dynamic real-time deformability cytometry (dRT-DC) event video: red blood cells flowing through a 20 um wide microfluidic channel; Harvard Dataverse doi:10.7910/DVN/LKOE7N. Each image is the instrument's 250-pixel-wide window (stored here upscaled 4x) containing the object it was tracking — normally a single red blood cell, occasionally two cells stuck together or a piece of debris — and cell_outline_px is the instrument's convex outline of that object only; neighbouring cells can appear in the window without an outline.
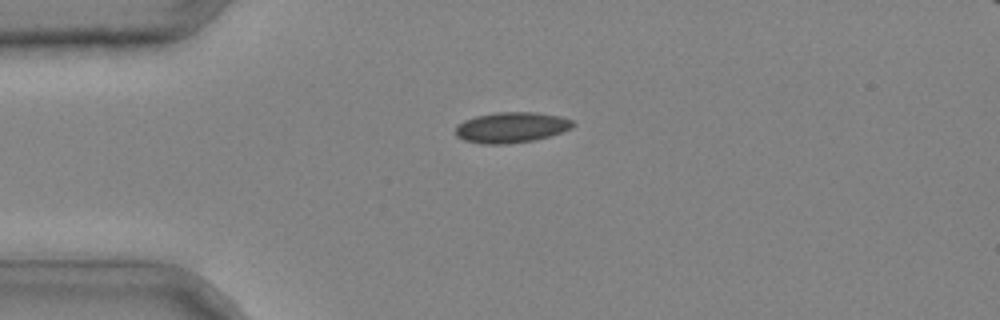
{"species": "common noctule bat (a hibernating species)", "species_latin": "Nyctalus noctula", "temperature_condition": "cold", "stored_images_in_passage": 40, "camera_frame_rate_fps": 3000, "um_per_image_px": 0.085, "animal": {"sex": "male", "body_mass_g": 20.4}, "frame": {"image": 1, "passage_image": 11, "time_ms": 3.333, "image_size_px": [1000, 320], "cell_outline_px": [[576, 124], [572, 128], [548, 136], [532, 140], [508, 144], [480, 144], [464, 140], [456, 136], [456, 128], [464, 120], [476, 116], [496, 112], [536, 112], [560, 116], [572, 120]], "centroid_in_image_um": [43.47, 10.83], "position_along_channel_um": 41.5, "area_um2": 20.87}}
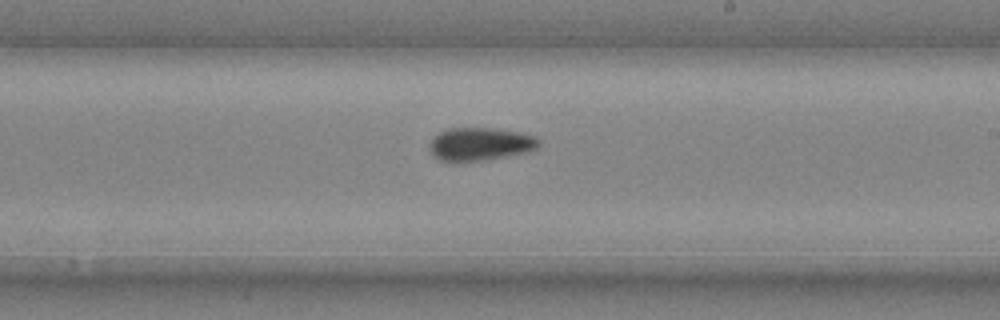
{"frame": {"image": 2, "passage_image": 26, "time_ms": 8.333, "image_size_px": [1000, 320], "cell_outline_px": [[540, 144], [536, 148], [528, 152], [484, 160], [456, 164], [452, 164], [440, 160], [432, 156], [428, 148], [432, 140], [440, 132], [448, 128], [492, 128], [520, 132], [532, 136], [540, 140]], "centroid_in_image_um": [40.76, 12.28], "position_along_channel_um": 248.2, "area_um2": 21.44}}
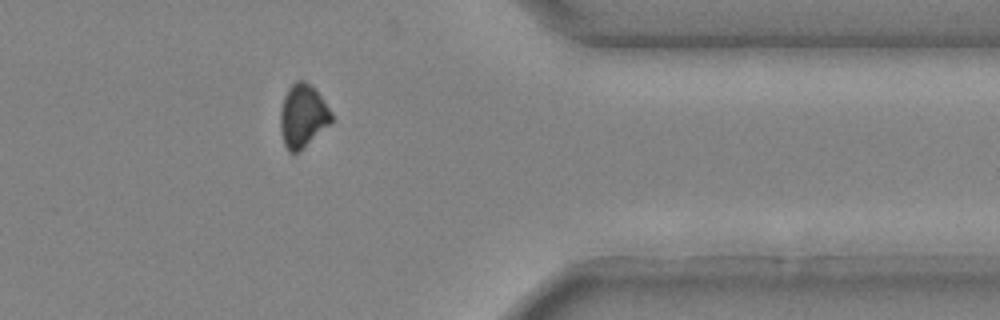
{"frame": {"image": 3, "passage_image": 36, "time_ms": 11.667, "image_size_px": [1000, 320], "cell_outline_px": [[332, 124], [300, 152], [292, 156], [288, 152], [284, 144], [280, 132], [280, 108], [284, 96], [288, 88], [296, 80], [304, 80], [320, 96], [332, 112]], "centroid_in_image_um": [25.72, 9.93], "position_along_channel_um": 385.7, "area_um2": 19.25}}